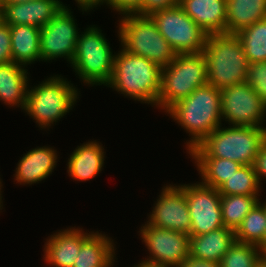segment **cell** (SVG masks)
Instances as JSON below:
<instances>
[{
	"label": "cell",
	"instance_id": "obj_1",
	"mask_svg": "<svg viewBox=\"0 0 266 267\" xmlns=\"http://www.w3.org/2000/svg\"><path fill=\"white\" fill-rule=\"evenodd\" d=\"M183 128L189 140L184 144L186 152L199 145L222 123L221 90L206 84L198 87L186 98L172 105L165 115Z\"/></svg>",
	"mask_w": 266,
	"mask_h": 267
},
{
	"label": "cell",
	"instance_id": "obj_2",
	"mask_svg": "<svg viewBox=\"0 0 266 267\" xmlns=\"http://www.w3.org/2000/svg\"><path fill=\"white\" fill-rule=\"evenodd\" d=\"M161 73L159 65L120 46V50L115 52L113 74L106 87L124 95V98L158 109Z\"/></svg>",
	"mask_w": 266,
	"mask_h": 267
},
{
	"label": "cell",
	"instance_id": "obj_3",
	"mask_svg": "<svg viewBox=\"0 0 266 267\" xmlns=\"http://www.w3.org/2000/svg\"><path fill=\"white\" fill-rule=\"evenodd\" d=\"M38 83L28 85L24 112L35 121L40 130L46 131L70 113L77 104L81 91L61 74L47 76Z\"/></svg>",
	"mask_w": 266,
	"mask_h": 267
},
{
	"label": "cell",
	"instance_id": "obj_4",
	"mask_svg": "<svg viewBox=\"0 0 266 267\" xmlns=\"http://www.w3.org/2000/svg\"><path fill=\"white\" fill-rule=\"evenodd\" d=\"M265 141L266 127L221 125L187 154L188 157H214L230 159L242 166L252 165Z\"/></svg>",
	"mask_w": 266,
	"mask_h": 267
},
{
	"label": "cell",
	"instance_id": "obj_5",
	"mask_svg": "<svg viewBox=\"0 0 266 267\" xmlns=\"http://www.w3.org/2000/svg\"><path fill=\"white\" fill-rule=\"evenodd\" d=\"M207 84L224 89L246 82L249 62L236 34H208L203 49Z\"/></svg>",
	"mask_w": 266,
	"mask_h": 267
},
{
	"label": "cell",
	"instance_id": "obj_6",
	"mask_svg": "<svg viewBox=\"0 0 266 267\" xmlns=\"http://www.w3.org/2000/svg\"><path fill=\"white\" fill-rule=\"evenodd\" d=\"M114 55L105 34L94 24L80 32L70 66L82 84L105 87L113 74Z\"/></svg>",
	"mask_w": 266,
	"mask_h": 267
},
{
	"label": "cell",
	"instance_id": "obj_7",
	"mask_svg": "<svg viewBox=\"0 0 266 267\" xmlns=\"http://www.w3.org/2000/svg\"><path fill=\"white\" fill-rule=\"evenodd\" d=\"M117 22L115 32L124 50L143 56L161 68L174 60L176 52L158 31L150 16L126 14L120 16Z\"/></svg>",
	"mask_w": 266,
	"mask_h": 267
},
{
	"label": "cell",
	"instance_id": "obj_8",
	"mask_svg": "<svg viewBox=\"0 0 266 267\" xmlns=\"http://www.w3.org/2000/svg\"><path fill=\"white\" fill-rule=\"evenodd\" d=\"M207 84V62L202 53L176 54L162 68L158 109L166 112L172 105Z\"/></svg>",
	"mask_w": 266,
	"mask_h": 267
},
{
	"label": "cell",
	"instance_id": "obj_9",
	"mask_svg": "<svg viewBox=\"0 0 266 267\" xmlns=\"http://www.w3.org/2000/svg\"><path fill=\"white\" fill-rule=\"evenodd\" d=\"M139 228L149 256L134 264L136 267H179L190 255L187 233L155 227L147 221Z\"/></svg>",
	"mask_w": 266,
	"mask_h": 267
},
{
	"label": "cell",
	"instance_id": "obj_10",
	"mask_svg": "<svg viewBox=\"0 0 266 267\" xmlns=\"http://www.w3.org/2000/svg\"><path fill=\"white\" fill-rule=\"evenodd\" d=\"M176 54L202 53L208 34L179 6L150 15Z\"/></svg>",
	"mask_w": 266,
	"mask_h": 267
},
{
	"label": "cell",
	"instance_id": "obj_11",
	"mask_svg": "<svg viewBox=\"0 0 266 267\" xmlns=\"http://www.w3.org/2000/svg\"><path fill=\"white\" fill-rule=\"evenodd\" d=\"M71 10V8H62L49 23L40 28L42 62L63 58L71 64L81 32Z\"/></svg>",
	"mask_w": 266,
	"mask_h": 267
},
{
	"label": "cell",
	"instance_id": "obj_12",
	"mask_svg": "<svg viewBox=\"0 0 266 267\" xmlns=\"http://www.w3.org/2000/svg\"><path fill=\"white\" fill-rule=\"evenodd\" d=\"M221 111L222 122L229 126L266 125V105L246 82L221 90Z\"/></svg>",
	"mask_w": 266,
	"mask_h": 267
},
{
	"label": "cell",
	"instance_id": "obj_13",
	"mask_svg": "<svg viewBox=\"0 0 266 267\" xmlns=\"http://www.w3.org/2000/svg\"><path fill=\"white\" fill-rule=\"evenodd\" d=\"M186 194L191 219L189 236H198L224 227L221 212V194L218 189L196 183L178 184Z\"/></svg>",
	"mask_w": 266,
	"mask_h": 267
},
{
	"label": "cell",
	"instance_id": "obj_14",
	"mask_svg": "<svg viewBox=\"0 0 266 267\" xmlns=\"http://www.w3.org/2000/svg\"><path fill=\"white\" fill-rule=\"evenodd\" d=\"M154 202L146 219L150 225L190 235L191 219L186 194L178 184H164Z\"/></svg>",
	"mask_w": 266,
	"mask_h": 267
},
{
	"label": "cell",
	"instance_id": "obj_15",
	"mask_svg": "<svg viewBox=\"0 0 266 267\" xmlns=\"http://www.w3.org/2000/svg\"><path fill=\"white\" fill-rule=\"evenodd\" d=\"M83 227H67L47 237L43 249V260L48 267H72L81 244L94 232ZM89 232V233H88Z\"/></svg>",
	"mask_w": 266,
	"mask_h": 267
},
{
	"label": "cell",
	"instance_id": "obj_16",
	"mask_svg": "<svg viewBox=\"0 0 266 267\" xmlns=\"http://www.w3.org/2000/svg\"><path fill=\"white\" fill-rule=\"evenodd\" d=\"M58 156L57 149L49 145L31 148L16 164L14 181L21 186L39 184L54 172Z\"/></svg>",
	"mask_w": 266,
	"mask_h": 267
},
{
	"label": "cell",
	"instance_id": "obj_17",
	"mask_svg": "<svg viewBox=\"0 0 266 267\" xmlns=\"http://www.w3.org/2000/svg\"><path fill=\"white\" fill-rule=\"evenodd\" d=\"M3 7L4 23L9 26L31 25L42 28L62 8H70L61 0H33L18 4H0Z\"/></svg>",
	"mask_w": 266,
	"mask_h": 267
},
{
	"label": "cell",
	"instance_id": "obj_18",
	"mask_svg": "<svg viewBox=\"0 0 266 267\" xmlns=\"http://www.w3.org/2000/svg\"><path fill=\"white\" fill-rule=\"evenodd\" d=\"M103 144L98 140H88L80 143L67 160V174L75 182H85L96 178L106 161Z\"/></svg>",
	"mask_w": 266,
	"mask_h": 267
},
{
	"label": "cell",
	"instance_id": "obj_19",
	"mask_svg": "<svg viewBox=\"0 0 266 267\" xmlns=\"http://www.w3.org/2000/svg\"><path fill=\"white\" fill-rule=\"evenodd\" d=\"M178 5L207 34L226 33L227 0H179Z\"/></svg>",
	"mask_w": 266,
	"mask_h": 267
},
{
	"label": "cell",
	"instance_id": "obj_20",
	"mask_svg": "<svg viewBox=\"0 0 266 267\" xmlns=\"http://www.w3.org/2000/svg\"><path fill=\"white\" fill-rule=\"evenodd\" d=\"M23 65L9 62L0 64V101L10 108L26 107L30 72Z\"/></svg>",
	"mask_w": 266,
	"mask_h": 267
},
{
	"label": "cell",
	"instance_id": "obj_21",
	"mask_svg": "<svg viewBox=\"0 0 266 267\" xmlns=\"http://www.w3.org/2000/svg\"><path fill=\"white\" fill-rule=\"evenodd\" d=\"M116 242L102 231L93 232L82 244L72 267L116 266Z\"/></svg>",
	"mask_w": 266,
	"mask_h": 267
},
{
	"label": "cell",
	"instance_id": "obj_22",
	"mask_svg": "<svg viewBox=\"0 0 266 267\" xmlns=\"http://www.w3.org/2000/svg\"><path fill=\"white\" fill-rule=\"evenodd\" d=\"M235 241V230L227 227L198 236H189L190 255L219 264Z\"/></svg>",
	"mask_w": 266,
	"mask_h": 267
},
{
	"label": "cell",
	"instance_id": "obj_23",
	"mask_svg": "<svg viewBox=\"0 0 266 267\" xmlns=\"http://www.w3.org/2000/svg\"><path fill=\"white\" fill-rule=\"evenodd\" d=\"M14 63L27 67L41 61L40 28L31 25L10 26Z\"/></svg>",
	"mask_w": 266,
	"mask_h": 267
},
{
	"label": "cell",
	"instance_id": "obj_24",
	"mask_svg": "<svg viewBox=\"0 0 266 267\" xmlns=\"http://www.w3.org/2000/svg\"><path fill=\"white\" fill-rule=\"evenodd\" d=\"M266 17V0H227L226 33L237 34Z\"/></svg>",
	"mask_w": 266,
	"mask_h": 267
},
{
	"label": "cell",
	"instance_id": "obj_25",
	"mask_svg": "<svg viewBox=\"0 0 266 267\" xmlns=\"http://www.w3.org/2000/svg\"><path fill=\"white\" fill-rule=\"evenodd\" d=\"M202 184L218 189L242 165L230 159L191 157Z\"/></svg>",
	"mask_w": 266,
	"mask_h": 267
},
{
	"label": "cell",
	"instance_id": "obj_26",
	"mask_svg": "<svg viewBox=\"0 0 266 267\" xmlns=\"http://www.w3.org/2000/svg\"><path fill=\"white\" fill-rule=\"evenodd\" d=\"M261 195H221L224 227L236 230L245 216L259 202Z\"/></svg>",
	"mask_w": 266,
	"mask_h": 267
},
{
	"label": "cell",
	"instance_id": "obj_27",
	"mask_svg": "<svg viewBox=\"0 0 266 267\" xmlns=\"http://www.w3.org/2000/svg\"><path fill=\"white\" fill-rule=\"evenodd\" d=\"M266 230V213L264 206L258 202L245 216L235 230L236 241L263 248V234Z\"/></svg>",
	"mask_w": 266,
	"mask_h": 267
},
{
	"label": "cell",
	"instance_id": "obj_28",
	"mask_svg": "<svg viewBox=\"0 0 266 267\" xmlns=\"http://www.w3.org/2000/svg\"><path fill=\"white\" fill-rule=\"evenodd\" d=\"M249 63L266 61V17L237 34Z\"/></svg>",
	"mask_w": 266,
	"mask_h": 267
},
{
	"label": "cell",
	"instance_id": "obj_29",
	"mask_svg": "<svg viewBox=\"0 0 266 267\" xmlns=\"http://www.w3.org/2000/svg\"><path fill=\"white\" fill-rule=\"evenodd\" d=\"M252 165L241 166L219 188L221 195H261V189ZM260 193V194H259Z\"/></svg>",
	"mask_w": 266,
	"mask_h": 267
},
{
	"label": "cell",
	"instance_id": "obj_30",
	"mask_svg": "<svg viewBox=\"0 0 266 267\" xmlns=\"http://www.w3.org/2000/svg\"><path fill=\"white\" fill-rule=\"evenodd\" d=\"M260 264V248L256 245L235 241L221 258L219 267H258Z\"/></svg>",
	"mask_w": 266,
	"mask_h": 267
},
{
	"label": "cell",
	"instance_id": "obj_31",
	"mask_svg": "<svg viewBox=\"0 0 266 267\" xmlns=\"http://www.w3.org/2000/svg\"><path fill=\"white\" fill-rule=\"evenodd\" d=\"M246 83L266 105V61L249 63Z\"/></svg>",
	"mask_w": 266,
	"mask_h": 267
},
{
	"label": "cell",
	"instance_id": "obj_32",
	"mask_svg": "<svg viewBox=\"0 0 266 267\" xmlns=\"http://www.w3.org/2000/svg\"><path fill=\"white\" fill-rule=\"evenodd\" d=\"M178 3L179 0H142L141 7L134 14L150 16L156 11L175 7Z\"/></svg>",
	"mask_w": 266,
	"mask_h": 267
},
{
	"label": "cell",
	"instance_id": "obj_33",
	"mask_svg": "<svg viewBox=\"0 0 266 267\" xmlns=\"http://www.w3.org/2000/svg\"><path fill=\"white\" fill-rule=\"evenodd\" d=\"M142 4V0H105L109 9L118 13V15L134 14Z\"/></svg>",
	"mask_w": 266,
	"mask_h": 267
},
{
	"label": "cell",
	"instance_id": "obj_34",
	"mask_svg": "<svg viewBox=\"0 0 266 267\" xmlns=\"http://www.w3.org/2000/svg\"><path fill=\"white\" fill-rule=\"evenodd\" d=\"M10 26H0V64L12 62Z\"/></svg>",
	"mask_w": 266,
	"mask_h": 267
},
{
	"label": "cell",
	"instance_id": "obj_35",
	"mask_svg": "<svg viewBox=\"0 0 266 267\" xmlns=\"http://www.w3.org/2000/svg\"><path fill=\"white\" fill-rule=\"evenodd\" d=\"M257 179L262 186V181H266V141L262 144L259 153L252 164Z\"/></svg>",
	"mask_w": 266,
	"mask_h": 267
},
{
	"label": "cell",
	"instance_id": "obj_36",
	"mask_svg": "<svg viewBox=\"0 0 266 267\" xmlns=\"http://www.w3.org/2000/svg\"><path fill=\"white\" fill-rule=\"evenodd\" d=\"M179 267H219V264L189 255Z\"/></svg>",
	"mask_w": 266,
	"mask_h": 267
},
{
	"label": "cell",
	"instance_id": "obj_37",
	"mask_svg": "<svg viewBox=\"0 0 266 267\" xmlns=\"http://www.w3.org/2000/svg\"><path fill=\"white\" fill-rule=\"evenodd\" d=\"M77 3L78 10H80L82 15L84 13H89L98 9L97 7L104 6L105 0H74Z\"/></svg>",
	"mask_w": 266,
	"mask_h": 267
},
{
	"label": "cell",
	"instance_id": "obj_38",
	"mask_svg": "<svg viewBox=\"0 0 266 267\" xmlns=\"http://www.w3.org/2000/svg\"><path fill=\"white\" fill-rule=\"evenodd\" d=\"M33 0H0V4H18V3H24L29 2Z\"/></svg>",
	"mask_w": 266,
	"mask_h": 267
},
{
	"label": "cell",
	"instance_id": "obj_39",
	"mask_svg": "<svg viewBox=\"0 0 266 267\" xmlns=\"http://www.w3.org/2000/svg\"><path fill=\"white\" fill-rule=\"evenodd\" d=\"M1 176V175H0ZM2 182H3V180L1 179V177H0V212L2 213L3 211H2V209H3V200H2V198H3V184H2ZM2 193V194H1Z\"/></svg>",
	"mask_w": 266,
	"mask_h": 267
},
{
	"label": "cell",
	"instance_id": "obj_40",
	"mask_svg": "<svg viewBox=\"0 0 266 267\" xmlns=\"http://www.w3.org/2000/svg\"><path fill=\"white\" fill-rule=\"evenodd\" d=\"M261 200H262V198L259 200V202L264 206V210H265V213H266V198H265L264 202H262ZM265 245H266V230H265V232L263 234V247Z\"/></svg>",
	"mask_w": 266,
	"mask_h": 267
},
{
	"label": "cell",
	"instance_id": "obj_41",
	"mask_svg": "<svg viewBox=\"0 0 266 267\" xmlns=\"http://www.w3.org/2000/svg\"><path fill=\"white\" fill-rule=\"evenodd\" d=\"M261 263L266 264V245L261 249Z\"/></svg>",
	"mask_w": 266,
	"mask_h": 267
},
{
	"label": "cell",
	"instance_id": "obj_42",
	"mask_svg": "<svg viewBox=\"0 0 266 267\" xmlns=\"http://www.w3.org/2000/svg\"><path fill=\"white\" fill-rule=\"evenodd\" d=\"M4 24V12L3 7L0 5V26Z\"/></svg>",
	"mask_w": 266,
	"mask_h": 267
},
{
	"label": "cell",
	"instance_id": "obj_43",
	"mask_svg": "<svg viewBox=\"0 0 266 267\" xmlns=\"http://www.w3.org/2000/svg\"><path fill=\"white\" fill-rule=\"evenodd\" d=\"M258 267H266V264L261 263Z\"/></svg>",
	"mask_w": 266,
	"mask_h": 267
}]
</instances>
